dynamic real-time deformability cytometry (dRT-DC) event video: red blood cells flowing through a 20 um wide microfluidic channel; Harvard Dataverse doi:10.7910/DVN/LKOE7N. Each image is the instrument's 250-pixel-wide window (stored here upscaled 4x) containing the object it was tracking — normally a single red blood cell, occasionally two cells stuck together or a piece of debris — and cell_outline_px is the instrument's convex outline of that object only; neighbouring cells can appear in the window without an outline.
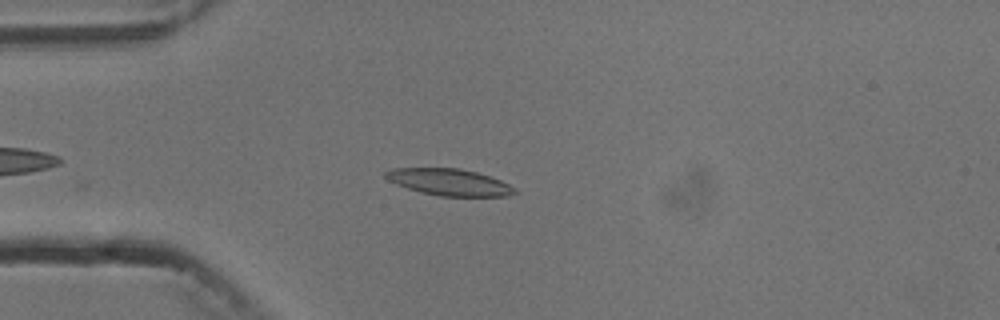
{"species": "common noctule bat (a hibernating species)", "species_latin": "Nyctalus noctula", "temperature_condition": "cold", "stored_images_in_passage": 2, "camera_frame_rate_fps": 3000, "um_per_image_px": 0.085, "animal": {"sex": "male", "body_mass_g": 13.3}, "frame": {"image": 1, "passage_image": 2, "time_ms": 1.0, "image_size_px": [1000, 320], "cell_outline_px": [[520, 192], [508, 196], [440, 196], [420, 192], [396, 184], [388, 180], [384, 176], [384, 172], [392, 168], [460, 168], [476, 172], [500, 180], [516, 188]], "centroid_in_image_um": [38.2, 15.48], "position_along_channel_um": 46.8, "area_um2": 20.11}}